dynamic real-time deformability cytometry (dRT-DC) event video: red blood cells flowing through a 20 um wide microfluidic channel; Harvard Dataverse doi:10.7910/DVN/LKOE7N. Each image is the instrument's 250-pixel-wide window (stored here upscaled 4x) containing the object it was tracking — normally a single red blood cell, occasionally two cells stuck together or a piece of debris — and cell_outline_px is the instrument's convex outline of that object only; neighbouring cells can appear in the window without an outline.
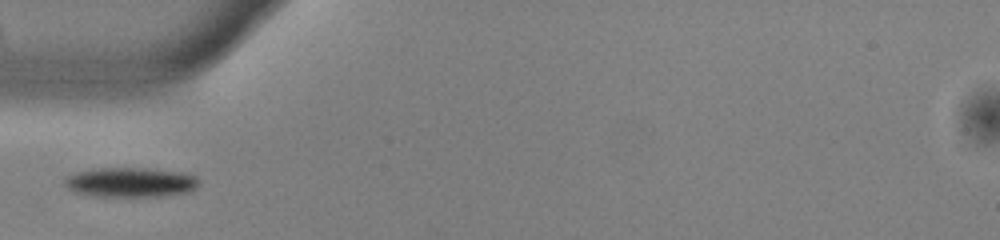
{"species": "common noctule bat (a hibernating species)", "species_latin": "Nyctalus noctula", "temperature_condition": "warm", "stored_images_in_passage": 20, "camera_frame_rate_fps": 3000, "um_per_image_px": 0.085, "animal": {"sex": "male", "body_mass_g": 13.0, "forearm_length_mm": 53.1}, "frame": {"image": 1, "passage_image": 1, "time_ms": 0.0, "image_size_px": [1000, 240], "cell_outline_px": [[200, 184], [192, 192], [164, 196], [92, 196], [76, 192], [68, 188], [64, 184], [64, 180], [68, 176], [76, 172], [96, 168], [148, 168], [180, 172], [196, 176], [200, 180]], "centroid_in_image_um": [11.15, 15.5], "position_along_channel_um": 73.9, "area_um2": 23.41}}
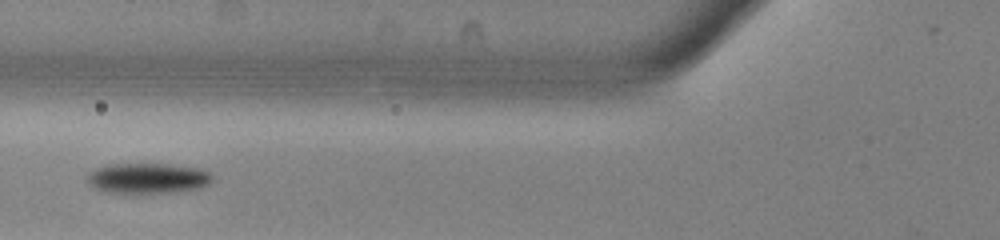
{"frame": {"image": 2, "passage_image": 4, "time_ms": 1.0, "image_size_px": [1000, 240], "cell_outline_px": [[212, 180], [208, 184], [200, 188], [176, 192], [104, 192], [96, 188], [88, 180], [88, 172], [96, 168], [108, 164], [168, 164], [200, 168], [212, 172]], "centroid_in_image_um": [12.61, 15.13], "position_along_channel_um": 113.2, "area_um2": 22.02}}